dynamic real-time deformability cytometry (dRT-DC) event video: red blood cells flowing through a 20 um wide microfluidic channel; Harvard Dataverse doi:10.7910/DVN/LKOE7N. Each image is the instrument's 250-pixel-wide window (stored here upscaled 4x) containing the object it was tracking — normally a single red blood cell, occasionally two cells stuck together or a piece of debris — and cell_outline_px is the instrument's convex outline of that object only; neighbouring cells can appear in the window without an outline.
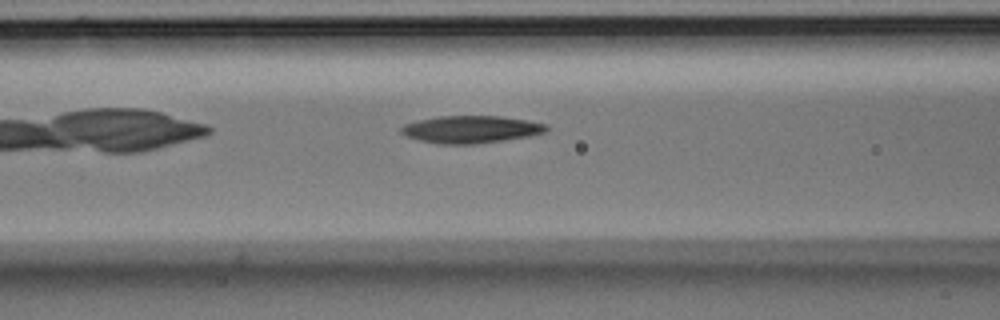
{"species": "Egyptian fruit bat (a non-hibernating species)", "species_latin": "Rousettus aegyptiacus", "temperature_condition": "room temperature", "stored_images_in_passage": 6, "camera_frame_rate_fps": 3000, "um_per_image_px": 0.085, "animal": {"sex": "male"}, "frame": {"image": 1, "passage_image": 6, "time_ms": 1.667, "image_size_px": [1000, 320], "cell_outline_px": [[548, 132], [528, 136], [504, 140], [476, 144], [436, 144], [420, 140], [408, 136], [400, 132], [400, 128], [404, 124], [420, 120], [440, 116], [500, 116], [528, 120], [548, 124]], "centroid_in_image_um": [40.07, 11.0], "position_along_channel_um": 126.5, "area_um2": 23.18}}